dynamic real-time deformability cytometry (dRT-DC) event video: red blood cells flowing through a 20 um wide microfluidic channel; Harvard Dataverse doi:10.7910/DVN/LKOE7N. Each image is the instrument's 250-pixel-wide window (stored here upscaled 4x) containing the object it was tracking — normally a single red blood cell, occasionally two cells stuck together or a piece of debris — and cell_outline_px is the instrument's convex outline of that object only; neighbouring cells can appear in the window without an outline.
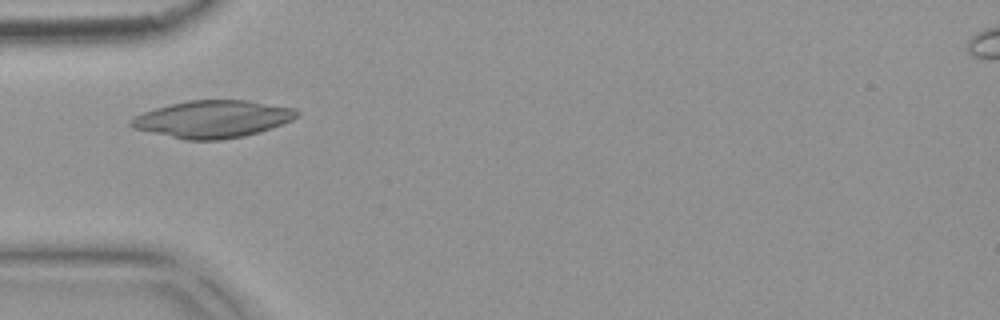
{"species": "common noctule bat (a hibernating species)", "species_latin": "Nyctalus noctula", "temperature_condition": "warm", "stored_images_in_passage": 15, "camera_frame_rate_fps": 3000, "um_per_image_px": 0.085, "animal": {"sex": "female", "body_mass_g": 18.4}, "frame": {"image": 1, "passage_image": 7, "time_ms": 2.0, "image_size_px": [1000, 320], "cell_outline_px": [[300, 112], [292, 120], [272, 128], [260, 132], [244, 136], [220, 140], [184, 140], [132, 128], [128, 124], [128, 120], [144, 112], [168, 104], [188, 100], [248, 100], [296, 108]], "centroid_in_image_um": [18.07, 10.12], "position_along_channel_um": 66.9, "area_um2": 36.24}}